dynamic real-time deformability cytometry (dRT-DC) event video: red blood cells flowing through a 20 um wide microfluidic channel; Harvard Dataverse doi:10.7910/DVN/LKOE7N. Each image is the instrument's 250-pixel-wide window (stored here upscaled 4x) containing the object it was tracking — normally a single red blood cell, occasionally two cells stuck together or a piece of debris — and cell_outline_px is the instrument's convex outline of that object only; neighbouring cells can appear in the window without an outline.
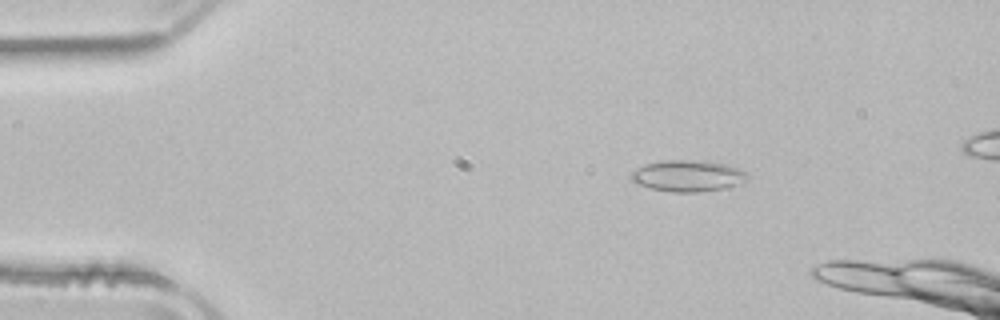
{"species": "common noctule bat (a hibernating species)", "species_latin": "Nyctalus noctula", "temperature_condition": "room temperature", "stored_images_in_passage": 38, "camera_frame_rate_fps": 3000, "um_per_image_px": 0.085, "animal": {"sex": "male", "body_mass_g": 21.5, "forearm_length_mm": 52.0}, "frame": {"image": 1, "passage_image": 1, "time_ms": 0.0, "image_size_px": [1000, 320], "cell_outline_px": [[748, 176], [744, 180], [720, 188], [700, 192], [672, 192], [652, 188], [640, 184], [632, 180], [628, 176], [632, 172], [648, 164], [664, 160], [704, 160], [728, 164], [740, 168]], "centroid_in_image_um": [58.45, 14.92], "position_along_channel_um": 26.6, "area_um2": 20.75}}
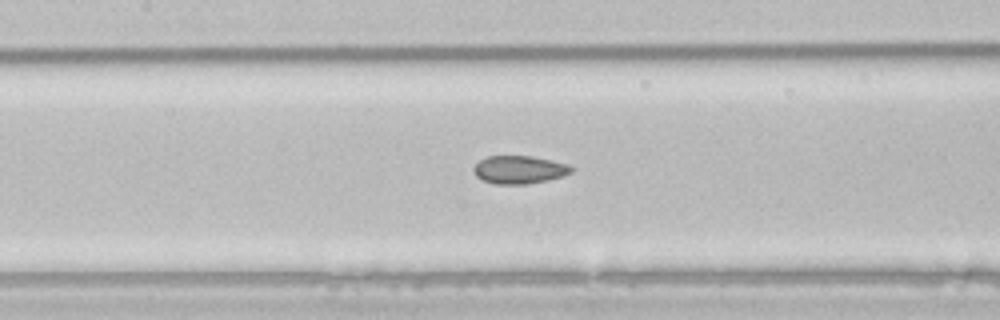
{"frame": {"image": 2, "passage_image": 16, "time_ms": 5.0, "image_size_px": [1000, 320], "cell_outline_px": [[576, 168], [572, 172], [548, 180], [524, 184], [496, 184], [484, 180], [476, 176], [472, 172], [472, 168], [480, 160], [488, 156], [532, 156], [568, 164]], "centroid_in_image_um": [44.13, 14.42], "position_along_channel_um": 163.3, "area_um2": 15.9}}
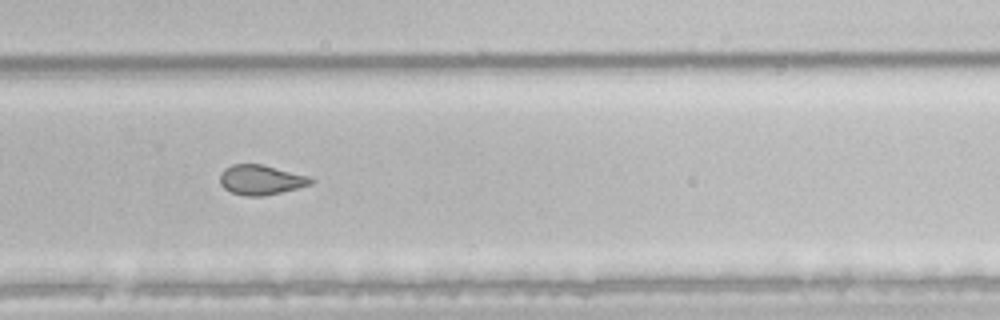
{"frame": {"image": 3, "passage_image": 27, "time_ms": 8.667, "image_size_px": [1000, 320], "cell_outline_px": [[316, 180], [312, 184], [280, 192], [260, 196], [244, 196], [232, 192], [224, 188], [220, 184], [220, 176], [224, 168], [232, 164], [264, 164], [308, 176]], "centroid_in_image_um": [22.17, 15.27], "position_along_channel_um": 307.6, "area_um2": 15.78}}